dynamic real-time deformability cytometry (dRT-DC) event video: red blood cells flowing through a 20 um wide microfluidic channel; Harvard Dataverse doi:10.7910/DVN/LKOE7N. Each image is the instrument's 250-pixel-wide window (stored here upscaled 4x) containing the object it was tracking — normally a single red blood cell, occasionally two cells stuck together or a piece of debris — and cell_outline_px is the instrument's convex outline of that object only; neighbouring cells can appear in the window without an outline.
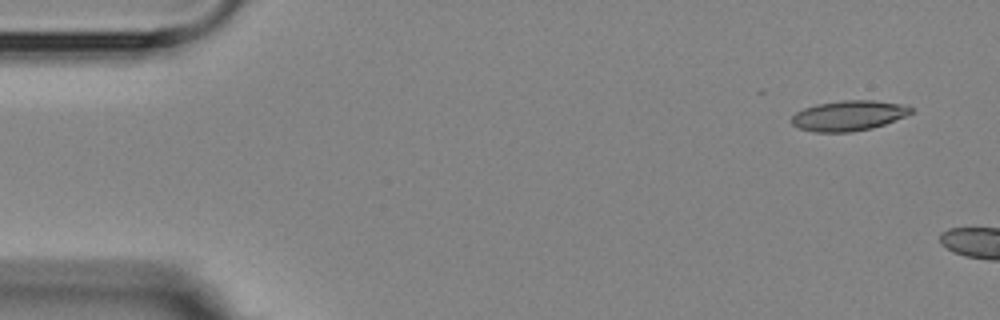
{"species": "Egyptian fruit bat (a non-hibernating species)", "species_latin": "Rousettus aegyptiacus", "temperature_condition": "room temperature", "stored_images_in_passage": 2, "camera_frame_rate_fps": 3000, "um_per_image_px": 0.085, "animal": {"sex": "female"}, "frame": {"image": 1, "passage_image": 1, "time_ms": 0.0, "image_size_px": [1000, 320], "cell_outline_px": [[912, 112], [904, 116], [884, 124], [872, 128], [852, 132], [812, 132], [800, 128], [792, 124], [792, 116], [796, 112], [804, 108], [816, 104], [840, 100], [876, 100], [900, 104], [912, 108]], "centroid_in_image_um": [72.1, 9.82], "position_along_channel_um": 12.9, "area_um2": 20.92}}